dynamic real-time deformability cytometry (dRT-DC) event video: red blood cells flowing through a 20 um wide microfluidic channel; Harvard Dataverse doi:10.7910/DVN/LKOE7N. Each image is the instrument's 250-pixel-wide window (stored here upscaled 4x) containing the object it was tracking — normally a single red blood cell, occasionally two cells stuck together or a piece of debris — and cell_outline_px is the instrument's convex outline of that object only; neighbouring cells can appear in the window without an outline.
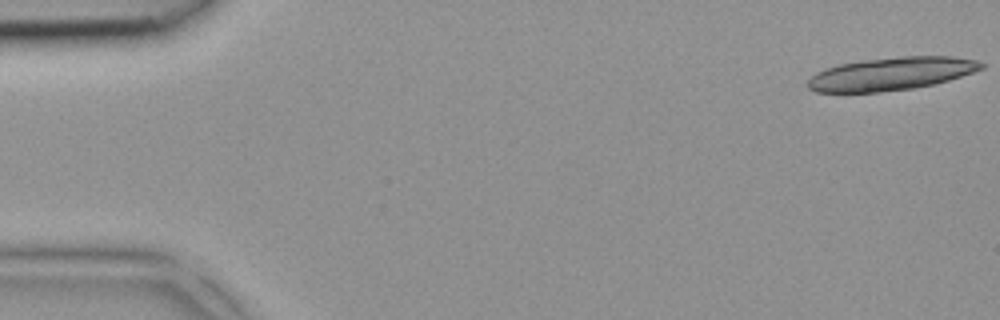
{"species": "common noctule bat (a hibernating species)", "species_latin": "Nyctalus noctula", "temperature_condition": "room temperature", "stored_images_in_passage": 5, "camera_frame_rate_fps": 3000, "um_per_image_px": 0.085, "animal": {"sex": "female", "body_mass_g": 18.4}, "frame": {"image": 1, "passage_image": 1, "time_ms": 0.0, "image_size_px": [1000, 320], "cell_outline_px": [[984, 68], [948, 80], [932, 84], [912, 88], [880, 92], [816, 92], [808, 88], [808, 80], [816, 72], [840, 64], [864, 60], [900, 56], [952, 56], [976, 60], [984, 64]], "centroid_in_image_um": [75.75, 6.27], "position_along_channel_um": 9.3, "area_um2": 33.0}}